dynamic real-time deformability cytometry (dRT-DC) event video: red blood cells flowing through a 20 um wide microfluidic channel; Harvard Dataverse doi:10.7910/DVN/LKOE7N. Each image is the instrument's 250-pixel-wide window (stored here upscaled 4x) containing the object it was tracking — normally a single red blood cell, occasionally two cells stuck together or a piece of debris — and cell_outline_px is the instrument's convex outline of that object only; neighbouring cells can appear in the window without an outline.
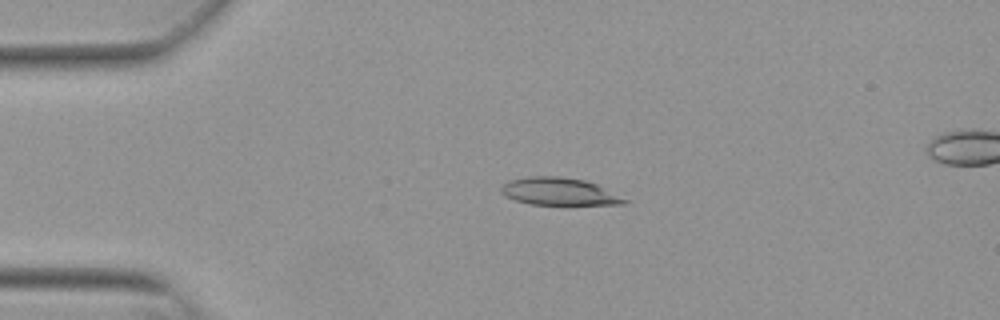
{"species": "Egyptian fruit bat (a non-hibernating species)", "species_latin": "Rousettus aegyptiacus", "temperature_condition": "warm", "stored_images_in_passage": 43, "camera_frame_rate_fps": 3000, "um_per_image_px": 0.085, "animal": {"sex": "female"}, "frame": {"image": 1, "passage_image": 1, "time_ms": 0.0, "image_size_px": [1000, 320], "cell_outline_px": [[632, 200], [624, 204], [532, 204], [516, 200], [504, 196], [500, 192], [500, 188], [508, 180], [528, 176], [560, 176], [584, 180], [596, 184]], "centroid_in_image_um": [47.54, 16.27], "position_along_channel_um": 37.5, "area_um2": 19.77}}
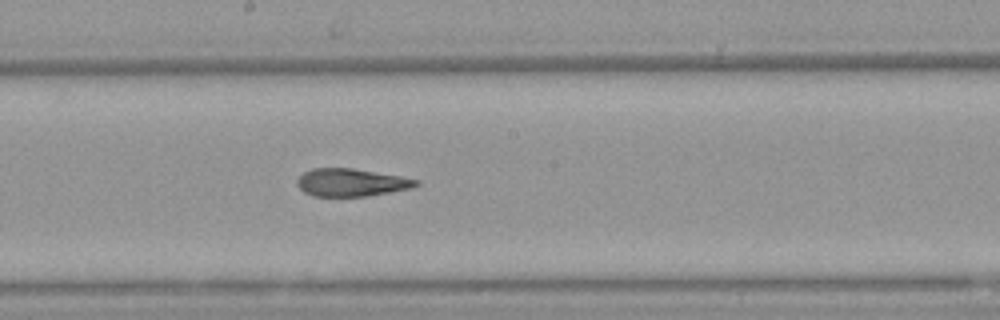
{"frame": {"image": 2, "passage_image": 18, "time_ms": 5.667, "image_size_px": [1000, 320], "cell_outline_px": [[420, 184], [412, 188], [368, 196], [312, 196], [304, 192], [296, 184], [296, 180], [304, 172], [312, 168], [352, 168], [400, 176], [420, 180]], "centroid_in_image_um": [29.86, 15.51], "position_along_channel_um": 218.3, "area_um2": 19.25}}
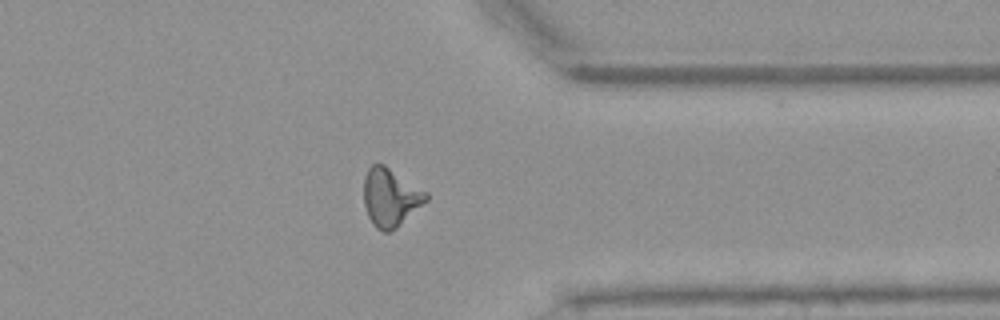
{"frame": {"image": 3, "passage_image": 31, "time_ms": 10.0, "image_size_px": [1000, 320], "cell_outline_px": [[428, 200], [392, 232], [384, 232], [376, 228], [372, 224], [368, 216], [364, 204], [364, 176], [368, 168], [372, 164], [384, 164], [428, 192]], "centroid_in_image_um": [33.19, 16.78], "position_along_channel_um": 378.2, "area_um2": 21.27}}